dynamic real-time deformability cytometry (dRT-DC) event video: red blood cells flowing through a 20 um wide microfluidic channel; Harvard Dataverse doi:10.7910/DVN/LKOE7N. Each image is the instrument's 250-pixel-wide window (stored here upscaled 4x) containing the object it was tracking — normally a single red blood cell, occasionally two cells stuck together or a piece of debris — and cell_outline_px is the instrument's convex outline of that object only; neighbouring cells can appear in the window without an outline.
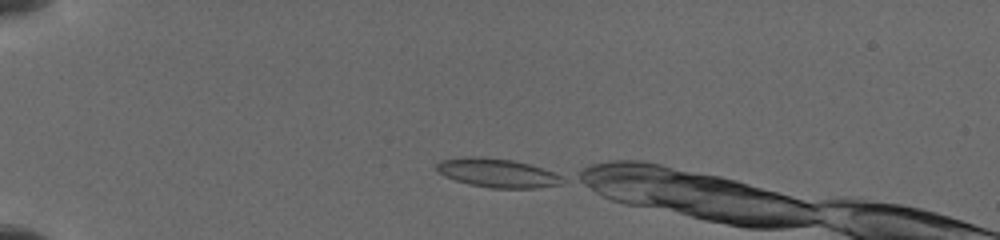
{"species": "common noctule bat (a hibernating species)", "species_latin": "Nyctalus noctula", "temperature_condition": "cold", "stored_images_in_passage": 17, "camera_frame_rate_fps": 3000, "um_per_image_px": 0.085, "animal": {"sex": "female", "body_mass_g": 19.5, "forearm_length_mm": 54.1}, "frame": {"image": 1, "passage_image": 1, "time_ms": 0.0, "image_size_px": [1000, 240], "cell_outline_px": [[560, 176], [556, 184], [532, 188], [492, 188], [472, 184], [456, 180], [444, 176], [436, 168], [436, 164], [440, 160], [468, 156], [480, 156], [512, 160], [528, 164], [552, 172]], "centroid_in_image_um": [42.15, 14.68], "position_along_channel_um": 42.9, "area_um2": 20.46}}
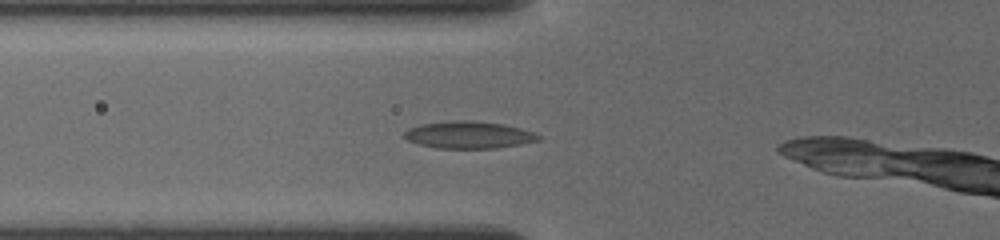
{"frame": {"image": 2, "passage_image": 10, "time_ms": 2.333, "image_size_px": [1000, 240], "cell_outline_px": [[540, 140], [520, 144], [496, 148], [436, 148], [420, 144], [408, 140], [404, 136], [404, 132], [408, 128], [424, 124], [452, 120], [472, 120], [500, 124], [520, 128], [532, 132], [540, 136]], "centroid_in_image_um": [39.83, 11.46], "position_along_channel_um": 86.0, "area_um2": 20.92}}
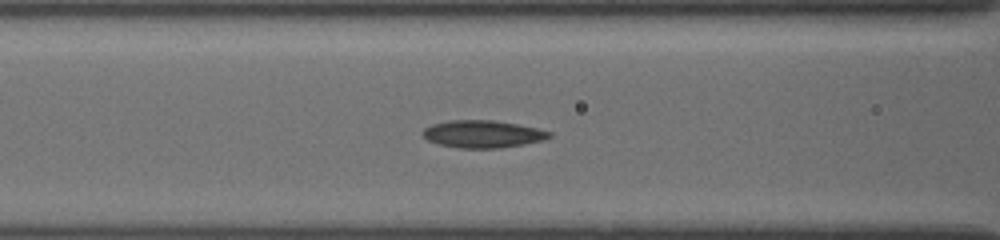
{"frame": {"image": 3, "passage_image": 14, "time_ms": 3.333, "image_size_px": [1000, 240], "cell_outline_px": [[552, 136], [544, 140], [524, 144], [500, 148], [456, 148], [440, 144], [428, 140], [424, 136], [424, 128], [432, 124], [448, 120], [492, 120], [516, 124], [536, 128], [552, 132]], "centroid_in_image_um": [41.05, 11.39], "position_along_channel_um": 125.6, "area_um2": 20.11}}